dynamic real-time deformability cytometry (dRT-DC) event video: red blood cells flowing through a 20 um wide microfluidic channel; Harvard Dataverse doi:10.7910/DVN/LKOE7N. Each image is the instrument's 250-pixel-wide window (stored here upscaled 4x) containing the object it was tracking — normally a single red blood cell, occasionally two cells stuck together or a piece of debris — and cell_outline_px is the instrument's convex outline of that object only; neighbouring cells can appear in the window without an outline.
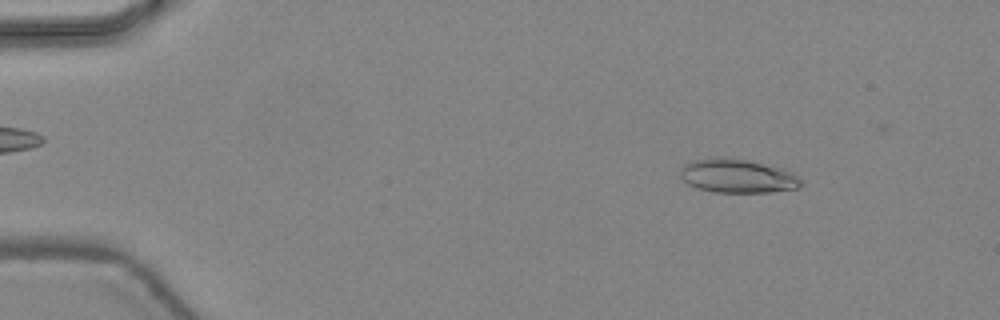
{"species": "common noctule bat (a hibernating species)", "species_latin": "Nyctalus noctula", "temperature_condition": "warm", "stored_images_in_passage": 47, "camera_frame_rate_fps": 3000, "um_per_image_px": 0.085, "animal": {"sex": "female", "body_mass_g": 24.6, "forearm_length_mm": 56.2}, "frame": {"image": 1, "passage_image": 6, "time_ms": 1.667, "image_size_px": [1000, 320], "cell_outline_px": [[804, 184], [800, 188], [772, 192], [712, 192], [688, 184], [680, 176], [680, 168], [684, 164], [692, 160], [716, 156], [748, 160], [780, 168], [796, 176]], "centroid_in_image_um": [62.65, 14.95], "position_along_channel_um": 22.4, "area_um2": 23.76}}
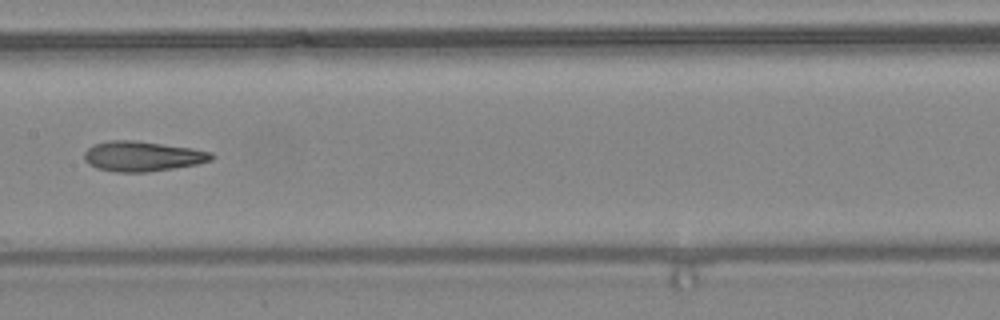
{"frame": {"image": 2, "passage_image": 24, "time_ms": 7.667, "image_size_px": [1000, 320], "cell_outline_px": [[216, 156], [212, 160], [196, 164], [148, 172], [116, 172], [96, 168], [88, 164], [84, 160], [84, 152], [92, 144], [112, 140], [132, 140], [192, 148], [212, 152]], "centroid_in_image_um": [12.09, 13.28], "position_along_channel_um": 195.3, "area_um2": 22.31}}
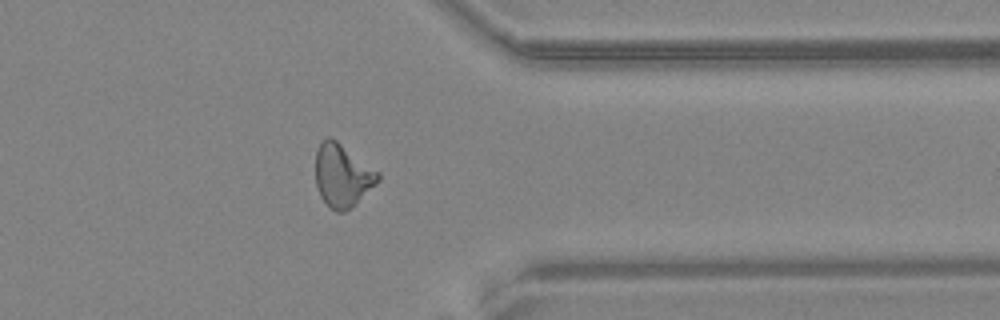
{"frame": {"image": 3, "passage_image": 37, "time_ms": 12.0, "image_size_px": [1000, 320], "cell_outline_px": [[380, 180], [356, 204], [344, 212], [336, 212], [320, 196], [316, 184], [316, 148], [320, 140], [328, 136], [336, 140], [380, 172]], "centroid_in_image_um": [29.11, 14.89], "position_along_channel_um": 382.3, "area_um2": 22.95}, "authors_computed_cell_mechanics": {"area_um2": 22.4264, "velocity_mm_per_s": 4.506, "shape_relaxation_time_tau1_ms": 10.4691, "shape_relaxation_time_tau2_ms": 2.0041, "deformation_change_tau1": 0.3129, "deformation_change_tau2": 0.1178}}